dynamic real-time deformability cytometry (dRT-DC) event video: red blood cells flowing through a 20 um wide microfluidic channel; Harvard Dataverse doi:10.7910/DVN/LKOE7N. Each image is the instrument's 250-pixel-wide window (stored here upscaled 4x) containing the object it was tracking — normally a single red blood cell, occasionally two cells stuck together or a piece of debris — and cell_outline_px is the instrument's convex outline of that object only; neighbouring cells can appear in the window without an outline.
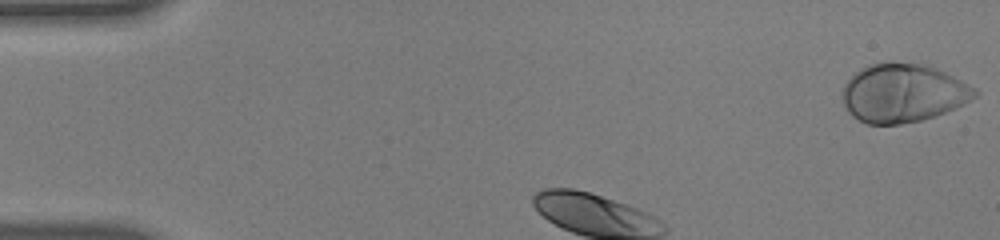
{"species": "human", "species_latin": "Homo sapiens", "temperature_condition": "warm", "stored_images_in_passage": 35, "camera_frame_rate_fps": 3000, "um_per_image_px": 0.085, "donor": {"sex": "male"}, "frame": {"image": 1, "passage_image": 1, "time_ms": 0.0, "image_size_px": [1000, 240], "cell_outline_px": [[980, 92], [976, 96], [964, 104], [956, 108], [936, 116], [920, 120], [900, 124], [868, 124], [852, 116], [848, 112], [844, 104], [840, 92], [844, 84], [860, 68], [868, 64], [888, 60], [892, 60], [928, 64], [976, 88]], "centroid_in_image_um": [76.74, 7.88], "position_along_channel_um": 8.3, "area_um2": 45.84}}
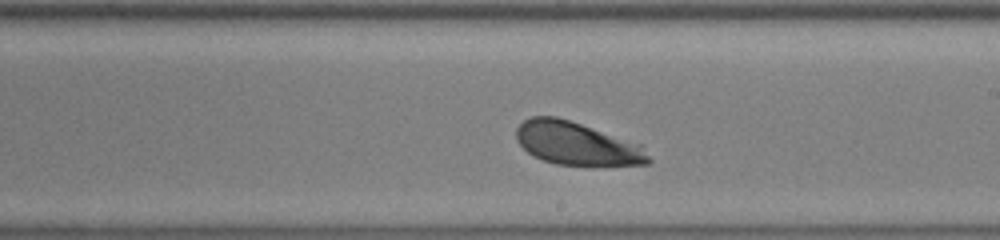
{"frame": {"image": 2, "passage_image": 22, "time_ms": 7.0, "image_size_px": [1000, 240], "cell_outline_px": [[652, 160], [648, 164], [556, 164], [532, 156], [516, 140], [516, 128], [524, 120], [532, 116], [556, 116], [640, 144]], "centroid_in_image_um": [48.97, 12.19], "position_along_channel_um": 240.0, "area_um2": 32.37}}
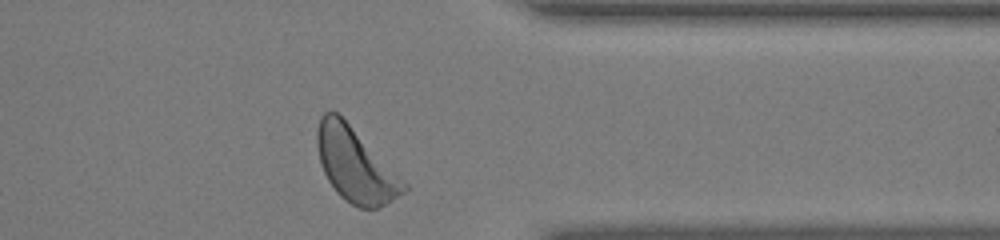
{"frame": {"image": 3, "passage_image": 34, "time_ms": 11.0, "image_size_px": [1000, 240], "cell_outline_px": [[408, 188], [404, 192], [392, 200], [376, 208], [360, 208], [344, 200], [336, 192], [328, 180], [320, 164], [316, 144], [316, 132], [320, 116], [324, 112], [332, 108], [408, 184]], "centroid_in_image_um": [30.16, 14.02], "position_along_channel_um": 381.2, "area_um2": 36.76}, "authors_computed_cell_mechanics": {"area_um2": 33.6396, "velocity_mm_per_s": 3.7174, "shape_relaxation_time_tau1_ms": 1.4871, "shape_relaxation_time_tau2_ms": null, "deformation_change_tau1": 0.1298, "deformation_change_tau2": null}}